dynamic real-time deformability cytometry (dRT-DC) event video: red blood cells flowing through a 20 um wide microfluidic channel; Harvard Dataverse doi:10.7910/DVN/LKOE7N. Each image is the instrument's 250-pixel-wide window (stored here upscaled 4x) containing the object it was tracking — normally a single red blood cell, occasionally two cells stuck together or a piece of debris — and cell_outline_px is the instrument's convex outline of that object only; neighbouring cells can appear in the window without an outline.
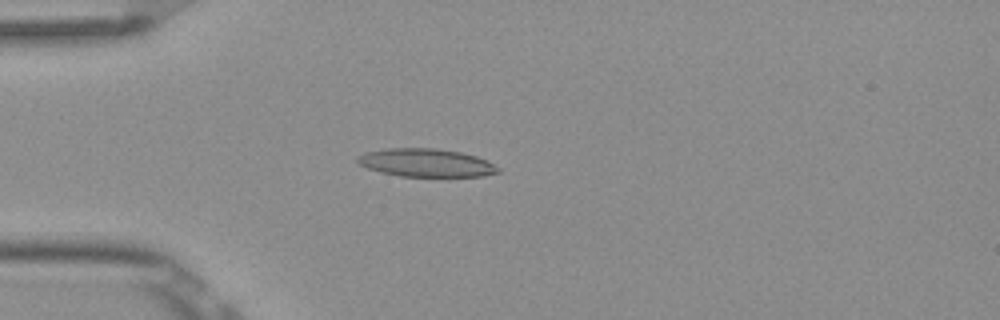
{"species": "Egyptian fruit bat (a non-hibernating species)", "species_latin": "Rousettus aegyptiacus", "temperature_condition": "room temperature", "stored_images_in_passage": 3, "camera_frame_rate_fps": 3000, "um_per_image_px": 0.085, "frame": {"image": 1, "passage_image": 2, "time_ms": 0.333, "image_size_px": [1000, 320], "cell_outline_px": [[500, 172], [484, 176], [400, 176], [380, 172], [368, 168], [360, 164], [356, 160], [356, 156], [364, 152], [388, 148], [432, 148], [460, 152], [476, 156], [488, 160], [500, 168]], "centroid_in_image_um": [36.22, 13.83], "position_along_channel_um": 48.8, "area_um2": 23.06}}